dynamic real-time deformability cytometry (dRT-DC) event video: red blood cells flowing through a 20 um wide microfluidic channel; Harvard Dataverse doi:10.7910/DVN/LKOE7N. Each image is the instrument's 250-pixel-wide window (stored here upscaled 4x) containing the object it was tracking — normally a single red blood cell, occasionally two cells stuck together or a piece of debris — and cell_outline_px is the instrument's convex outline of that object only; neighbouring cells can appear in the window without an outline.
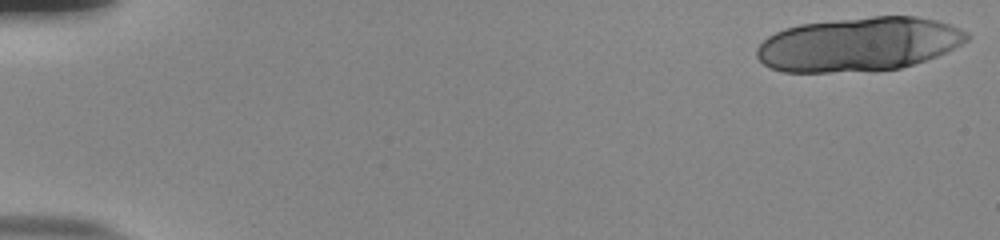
{"species": "human", "species_latin": "Homo sapiens", "temperature_condition": "room temperature", "stored_images_in_passage": 22, "camera_frame_rate_fps": 3000, "um_per_image_px": 0.085, "donor": {"sex": "male"}, "frame": {"image": 1, "passage_image": 1, "time_ms": 0.0, "image_size_px": [1000, 240], "cell_outline_px": [[972, 36], [968, 40], [936, 56], [900, 68], [876, 72], [784, 72], [772, 68], [764, 64], [756, 56], [756, 48], [768, 36], [784, 28], [800, 24], [872, 16], [916, 16], [936, 20], [960, 28], [968, 32]], "centroid_in_image_um": [72.99, 3.77], "position_along_channel_um": 12.0, "area_um2": 66.35}}
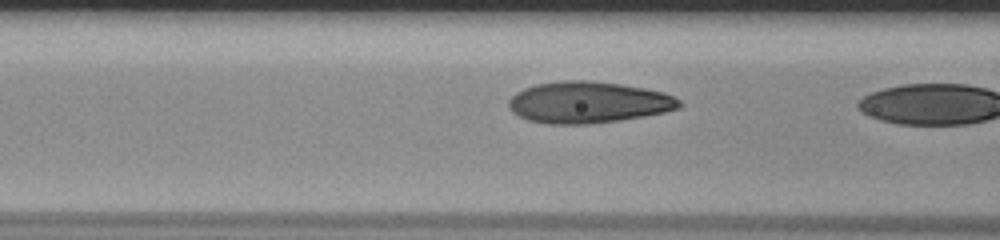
{"frame": {"image": 2, "passage_image": 21, "time_ms": 6.667, "image_size_px": [1000, 240], "cell_outline_px": [[684, 104], [680, 108], [664, 112], [644, 116], [620, 120], [588, 124], [548, 124], [528, 120], [512, 112], [508, 108], [508, 100], [516, 92], [524, 88], [536, 84], [564, 80], [592, 80], [620, 84], [644, 88], [664, 92], [680, 100]], "centroid_in_image_um": [50.0, 8.7], "position_along_channel_um": 116.6, "area_um2": 41.44}}